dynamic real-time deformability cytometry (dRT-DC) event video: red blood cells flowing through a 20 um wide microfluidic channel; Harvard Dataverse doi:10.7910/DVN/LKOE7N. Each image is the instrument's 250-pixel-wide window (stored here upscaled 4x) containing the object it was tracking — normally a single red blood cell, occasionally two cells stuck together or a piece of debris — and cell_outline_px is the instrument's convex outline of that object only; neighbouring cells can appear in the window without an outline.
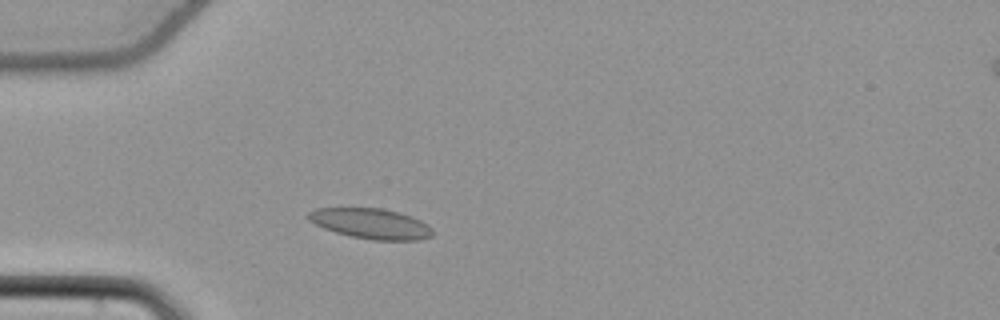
{"species": "common noctule bat (a hibernating species)", "species_latin": "Nyctalus noctula", "temperature_condition": "cold", "stored_images_in_passage": 48, "camera_frame_rate_fps": 3000, "um_per_image_px": 0.085, "animal": {"sex": "female", "body_mass_g": 22.7, "forearm_length_mm": 54.2}, "frame": {"image": 1, "passage_image": 10, "time_ms": 3.0, "image_size_px": [1000, 320], "cell_outline_px": [[432, 236], [420, 240], [372, 240], [352, 236], [336, 232], [324, 228], [308, 220], [304, 216], [308, 212], [316, 208], [384, 208], [400, 212], [420, 220], [428, 224], [432, 228]], "centroid_in_image_um": [31.52, 19.0], "position_along_channel_um": 53.5, "area_um2": 22.08}}
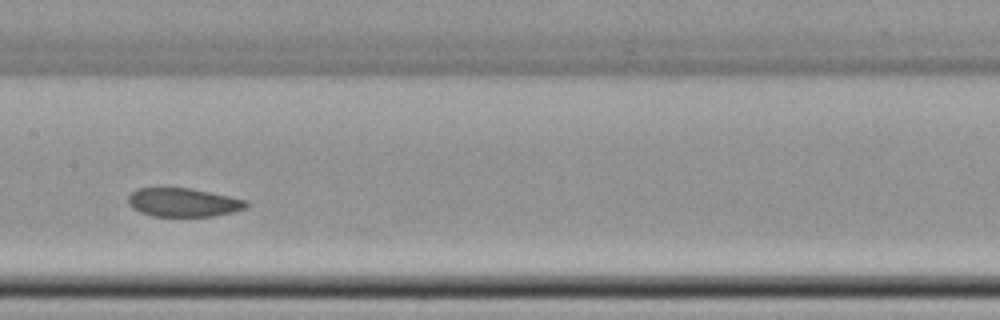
{"frame": {"image": 2, "passage_image": 22, "time_ms": 7.0, "image_size_px": [1000, 320], "cell_outline_px": [[248, 204], [244, 208], [232, 212], [212, 216], [152, 216], [140, 212], [132, 208], [128, 204], [128, 196], [136, 188], [192, 188], [248, 200]], "centroid_in_image_um": [15.56, 17.2], "position_along_channel_um": 191.8, "area_um2": 19.71}}
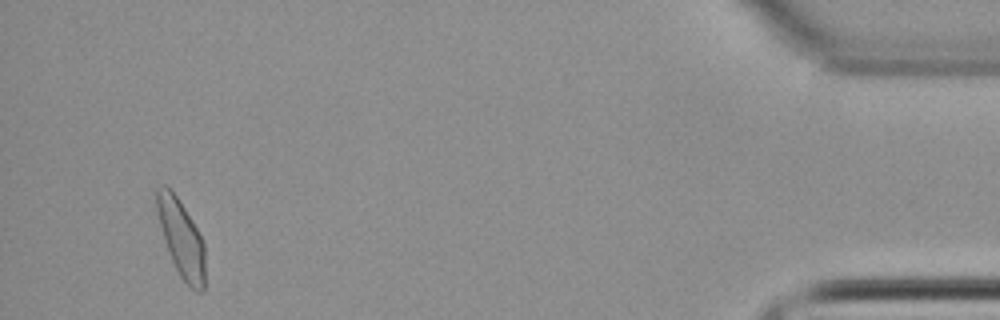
{"frame": {"image": 3, "passage_image": 46, "time_ms": 15.0, "image_size_px": [1000, 320], "cell_outline_px": [[204, 292], [196, 292], [180, 276], [168, 252], [164, 240], [156, 208], [156, 188], [160, 184], [168, 184], [184, 208], [196, 228], [204, 244]], "centroid_in_image_um": [15.39, 20.23], "position_along_channel_um": 419.8, "area_um2": 21.44}, "authors_computed_cell_mechanics": {"area_um2": 21.3282, "velocity_mm_per_s": 3.7845, "shape_relaxation_time_tau1_ms": null, "shape_relaxation_time_tau2_ms": 3.6278, "deformation_change_tau1": null, "deformation_change_tau2": 0.0814}}